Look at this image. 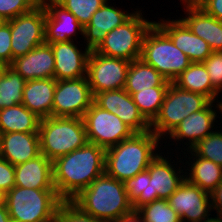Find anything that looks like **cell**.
Returning <instances> with one entry per match:
<instances>
[{
    "instance_id": "obj_48",
    "label": "cell",
    "mask_w": 222,
    "mask_h": 222,
    "mask_svg": "<svg viewBox=\"0 0 222 222\" xmlns=\"http://www.w3.org/2000/svg\"><path fill=\"white\" fill-rule=\"evenodd\" d=\"M7 23V19L0 15V27Z\"/></svg>"
},
{
    "instance_id": "obj_30",
    "label": "cell",
    "mask_w": 222,
    "mask_h": 222,
    "mask_svg": "<svg viewBox=\"0 0 222 222\" xmlns=\"http://www.w3.org/2000/svg\"><path fill=\"white\" fill-rule=\"evenodd\" d=\"M26 80L10 65L0 78V110L22 104Z\"/></svg>"
},
{
    "instance_id": "obj_37",
    "label": "cell",
    "mask_w": 222,
    "mask_h": 222,
    "mask_svg": "<svg viewBox=\"0 0 222 222\" xmlns=\"http://www.w3.org/2000/svg\"><path fill=\"white\" fill-rule=\"evenodd\" d=\"M41 0H0V15L7 20L30 12Z\"/></svg>"
},
{
    "instance_id": "obj_14",
    "label": "cell",
    "mask_w": 222,
    "mask_h": 222,
    "mask_svg": "<svg viewBox=\"0 0 222 222\" xmlns=\"http://www.w3.org/2000/svg\"><path fill=\"white\" fill-rule=\"evenodd\" d=\"M93 102L118 116L135 133L150 131V122L142 115L132 96L124 89L99 92Z\"/></svg>"
},
{
    "instance_id": "obj_40",
    "label": "cell",
    "mask_w": 222,
    "mask_h": 222,
    "mask_svg": "<svg viewBox=\"0 0 222 222\" xmlns=\"http://www.w3.org/2000/svg\"><path fill=\"white\" fill-rule=\"evenodd\" d=\"M11 40L10 24L7 22L0 27V60L8 65L12 64Z\"/></svg>"
},
{
    "instance_id": "obj_50",
    "label": "cell",
    "mask_w": 222,
    "mask_h": 222,
    "mask_svg": "<svg viewBox=\"0 0 222 222\" xmlns=\"http://www.w3.org/2000/svg\"><path fill=\"white\" fill-rule=\"evenodd\" d=\"M220 105H221V116H222V98H221V101H220Z\"/></svg>"
},
{
    "instance_id": "obj_17",
    "label": "cell",
    "mask_w": 222,
    "mask_h": 222,
    "mask_svg": "<svg viewBox=\"0 0 222 222\" xmlns=\"http://www.w3.org/2000/svg\"><path fill=\"white\" fill-rule=\"evenodd\" d=\"M154 23L179 50L188 56L191 62H203L212 54L209 44L192 33L180 17L176 20L160 19Z\"/></svg>"
},
{
    "instance_id": "obj_38",
    "label": "cell",
    "mask_w": 222,
    "mask_h": 222,
    "mask_svg": "<svg viewBox=\"0 0 222 222\" xmlns=\"http://www.w3.org/2000/svg\"><path fill=\"white\" fill-rule=\"evenodd\" d=\"M202 63L209 74L212 85L222 92V51H213Z\"/></svg>"
},
{
    "instance_id": "obj_42",
    "label": "cell",
    "mask_w": 222,
    "mask_h": 222,
    "mask_svg": "<svg viewBox=\"0 0 222 222\" xmlns=\"http://www.w3.org/2000/svg\"><path fill=\"white\" fill-rule=\"evenodd\" d=\"M212 211L222 218V182L210 193Z\"/></svg>"
},
{
    "instance_id": "obj_13",
    "label": "cell",
    "mask_w": 222,
    "mask_h": 222,
    "mask_svg": "<svg viewBox=\"0 0 222 222\" xmlns=\"http://www.w3.org/2000/svg\"><path fill=\"white\" fill-rule=\"evenodd\" d=\"M167 201L182 222H202L211 215L210 194L186 179Z\"/></svg>"
},
{
    "instance_id": "obj_7",
    "label": "cell",
    "mask_w": 222,
    "mask_h": 222,
    "mask_svg": "<svg viewBox=\"0 0 222 222\" xmlns=\"http://www.w3.org/2000/svg\"><path fill=\"white\" fill-rule=\"evenodd\" d=\"M211 102L202 94L181 89L170 82L160 111L150 123V130L163 140L184 118L193 112L205 109Z\"/></svg>"
},
{
    "instance_id": "obj_23",
    "label": "cell",
    "mask_w": 222,
    "mask_h": 222,
    "mask_svg": "<svg viewBox=\"0 0 222 222\" xmlns=\"http://www.w3.org/2000/svg\"><path fill=\"white\" fill-rule=\"evenodd\" d=\"M39 133L0 134V157L16 166L40 155Z\"/></svg>"
},
{
    "instance_id": "obj_8",
    "label": "cell",
    "mask_w": 222,
    "mask_h": 222,
    "mask_svg": "<svg viewBox=\"0 0 222 222\" xmlns=\"http://www.w3.org/2000/svg\"><path fill=\"white\" fill-rule=\"evenodd\" d=\"M141 11L137 9L127 21L111 30L95 51L104 56L122 58L130 62L139 59L144 35L154 23L145 19Z\"/></svg>"
},
{
    "instance_id": "obj_20",
    "label": "cell",
    "mask_w": 222,
    "mask_h": 222,
    "mask_svg": "<svg viewBox=\"0 0 222 222\" xmlns=\"http://www.w3.org/2000/svg\"><path fill=\"white\" fill-rule=\"evenodd\" d=\"M162 154L159 152L147 168L151 178L152 194H157V200L168 199L186 179L184 169H181L183 165L177 166L179 169H176V161L171 162V159Z\"/></svg>"
},
{
    "instance_id": "obj_5",
    "label": "cell",
    "mask_w": 222,
    "mask_h": 222,
    "mask_svg": "<svg viewBox=\"0 0 222 222\" xmlns=\"http://www.w3.org/2000/svg\"><path fill=\"white\" fill-rule=\"evenodd\" d=\"M40 153L49 160L83 147L88 141L83 118L48 117L39 125Z\"/></svg>"
},
{
    "instance_id": "obj_9",
    "label": "cell",
    "mask_w": 222,
    "mask_h": 222,
    "mask_svg": "<svg viewBox=\"0 0 222 222\" xmlns=\"http://www.w3.org/2000/svg\"><path fill=\"white\" fill-rule=\"evenodd\" d=\"M83 120L87 141L105 150L135 133L118 116L100 108L94 102L85 112Z\"/></svg>"
},
{
    "instance_id": "obj_18",
    "label": "cell",
    "mask_w": 222,
    "mask_h": 222,
    "mask_svg": "<svg viewBox=\"0 0 222 222\" xmlns=\"http://www.w3.org/2000/svg\"><path fill=\"white\" fill-rule=\"evenodd\" d=\"M55 58L54 78L56 80L76 79L87 76V61L90 49L78 48L74 41L50 44Z\"/></svg>"
},
{
    "instance_id": "obj_16",
    "label": "cell",
    "mask_w": 222,
    "mask_h": 222,
    "mask_svg": "<svg viewBox=\"0 0 222 222\" xmlns=\"http://www.w3.org/2000/svg\"><path fill=\"white\" fill-rule=\"evenodd\" d=\"M45 7V43L73 41L78 33L83 37L84 27L77 18L56 0H41Z\"/></svg>"
},
{
    "instance_id": "obj_21",
    "label": "cell",
    "mask_w": 222,
    "mask_h": 222,
    "mask_svg": "<svg viewBox=\"0 0 222 222\" xmlns=\"http://www.w3.org/2000/svg\"><path fill=\"white\" fill-rule=\"evenodd\" d=\"M26 81L54 78L55 58L50 44L35 47L26 55L16 57L10 65Z\"/></svg>"
},
{
    "instance_id": "obj_33",
    "label": "cell",
    "mask_w": 222,
    "mask_h": 222,
    "mask_svg": "<svg viewBox=\"0 0 222 222\" xmlns=\"http://www.w3.org/2000/svg\"><path fill=\"white\" fill-rule=\"evenodd\" d=\"M145 222H182L167 199H158L137 209Z\"/></svg>"
},
{
    "instance_id": "obj_35",
    "label": "cell",
    "mask_w": 222,
    "mask_h": 222,
    "mask_svg": "<svg viewBox=\"0 0 222 222\" xmlns=\"http://www.w3.org/2000/svg\"><path fill=\"white\" fill-rule=\"evenodd\" d=\"M61 6L71 12L80 24L85 27L91 21L92 15L106 0H56Z\"/></svg>"
},
{
    "instance_id": "obj_22",
    "label": "cell",
    "mask_w": 222,
    "mask_h": 222,
    "mask_svg": "<svg viewBox=\"0 0 222 222\" xmlns=\"http://www.w3.org/2000/svg\"><path fill=\"white\" fill-rule=\"evenodd\" d=\"M185 17L180 18L199 38L207 42L212 51H222V21L208 15L196 3H185Z\"/></svg>"
},
{
    "instance_id": "obj_6",
    "label": "cell",
    "mask_w": 222,
    "mask_h": 222,
    "mask_svg": "<svg viewBox=\"0 0 222 222\" xmlns=\"http://www.w3.org/2000/svg\"><path fill=\"white\" fill-rule=\"evenodd\" d=\"M140 58L169 82H173L192 63L155 23L144 35Z\"/></svg>"
},
{
    "instance_id": "obj_2",
    "label": "cell",
    "mask_w": 222,
    "mask_h": 222,
    "mask_svg": "<svg viewBox=\"0 0 222 222\" xmlns=\"http://www.w3.org/2000/svg\"><path fill=\"white\" fill-rule=\"evenodd\" d=\"M160 140L150 130L134 133L130 138L106 149L105 172L122 182L135 177L146 170L158 155L157 151L163 143Z\"/></svg>"
},
{
    "instance_id": "obj_29",
    "label": "cell",
    "mask_w": 222,
    "mask_h": 222,
    "mask_svg": "<svg viewBox=\"0 0 222 222\" xmlns=\"http://www.w3.org/2000/svg\"><path fill=\"white\" fill-rule=\"evenodd\" d=\"M167 81L154 67L146 64L141 58L133 60L127 70L124 89L133 93L155 86H169Z\"/></svg>"
},
{
    "instance_id": "obj_28",
    "label": "cell",
    "mask_w": 222,
    "mask_h": 222,
    "mask_svg": "<svg viewBox=\"0 0 222 222\" xmlns=\"http://www.w3.org/2000/svg\"><path fill=\"white\" fill-rule=\"evenodd\" d=\"M41 119L23 104L0 110V134L12 132L39 133Z\"/></svg>"
},
{
    "instance_id": "obj_12",
    "label": "cell",
    "mask_w": 222,
    "mask_h": 222,
    "mask_svg": "<svg viewBox=\"0 0 222 222\" xmlns=\"http://www.w3.org/2000/svg\"><path fill=\"white\" fill-rule=\"evenodd\" d=\"M130 61L90 52L87 61V79L93 96L99 92L125 87Z\"/></svg>"
},
{
    "instance_id": "obj_15",
    "label": "cell",
    "mask_w": 222,
    "mask_h": 222,
    "mask_svg": "<svg viewBox=\"0 0 222 222\" xmlns=\"http://www.w3.org/2000/svg\"><path fill=\"white\" fill-rule=\"evenodd\" d=\"M215 109L221 113L220 102H211L205 109L191 113L180 122L167 139H173V142L177 143L180 141L179 144L188 140L184 142L185 145H189L185 151L190 150L201 139L214 132L213 127L216 125L214 122H218L216 118H222L217 116L218 112Z\"/></svg>"
},
{
    "instance_id": "obj_41",
    "label": "cell",
    "mask_w": 222,
    "mask_h": 222,
    "mask_svg": "<svg viewBox=\"0 0 222 222\" xmlns=\"http://www.w3.org/2000/svg\"><path fill=\"white\" fill-rule=\"evenodd\" d=\"M196 4L208 15L222 21V0H199Z\"/></svg>"
},
{
    "instance_id": "obj_43",
    "label": "cell",
    "mask_w": 222,
    "mask_h": 222,
    "mask_svg": "<svg viewBox=\"0 0 222 222\" xmlns=\"http://www.w3.org/2000/svg\"><path fill=\"white\" fill-rule=\"evenodd\" d=\"M115 222H145V220L138 210H132Z\"/></svg>"
},
{
    "instance_id": "obj_32",
    "label": "cell",
    "mask_w": 222,
    "mask_h": 222,
    "mask_svg": "<svg viewBox=\"0 0 222 222\" xmlns=\"http://www.w3.org/2000/svg\"><path fill=\"white\" fill-rule=\"evenodd\" d=\"M169 86H155L131 96L142 115L151 123L158 115Z\"/></svg>"
},
{
    "instance_id": "obj_46",
    "label": "cell",
    "mask_w": 222,
    "mask_h": 222,
    "mask_svg": "<svg viewBox=\"0 0 222 222\" xmlns=\"http://www.w3.org/2000/svg\"><path fill=\"white\" fill-rule=\"evenodd\" d=\"M202 222H222V218L220 217H209L208 219L202 221Z\"/></svg>"
},
{
    "instance_id": "obj_25",
    "label": "cell",
    "mask_w": 222,
    "mask_h": 222,
    "mask_svg": "<svg viewBox=\"0 0 222 222\" xmlns=\"http://www.w3.org/2000/svg\"><path fill=\"white\" fill-rule=\"evenodd\" d=\"M55 78L26 81L22 104L40 119L52 116Z\"/></svg>"
},
{
    "instance_id": "obj_4",
    "label": "cell",
    "mask_w": 222,
    "mask_h": 222,
    "mask_svg": "<svg viewBox=\"0 0 222 222\" xmlns=\"http://www.w3.org/2000/svg\"><path fill=\"white\" fill-rule=\"evenodd\" d=\"M61 202L55 189L14 186L5 194V204L12 222H54Z\"/></svg>"
},
{
    "instance_id": "obj_31",
    "label": "cell",
    "mask_w": 222,
    "mask_h": 222,
    "mask_svg": "<svg viewBox=\"0 0 222 222\" xmlns=\"http://www.w3.org/2000/svg\"><path fill=\"white\" fill-rule=\"evenodd\" d=\"M123 184L133 210L157 200V194H152L151 178L147 169L125 180Z\"/></svg>"
},
{
    "instance_id": "obj_1",
    "label": "cell",
    "mask_w": 222,
    "mask_h": 222,
    "mask_svg": "<svg viewBox=\"0 0 222 222\" xmlns=\"http://www.w3.org/2000/svg\"><path fill=\"white\" fill-rule=\"evenodd\" d=\"M106 150L87 142L53 161V182L62 200H72L105 172Z\"/></svg>"
},
{
    "instance_id": "obj_26",
    "label": "cell",
    "mask_w": 222,
    "mask_h": 222,
    "mask_svg": "<svg viewBox=\"0 0 222 222\" xmlns=\"http://www.w3.org/2000/svg\"><path fill=\"white\" fill-rule=\"evenodd\" d=\"M187 153L191 156L187 157L186 154L185 157L190 159V162H185V165L188 164L185 171H189L185 172L186 180L210 194L222 182V167L213 161L198 157L191 149L187 150Z\"/></svg>"
},
{
    "instance_id": "obj_19",
    "label": "cell",
    "mask_w": 222,
    "mask_h": 222,
    "mask_svg": "<svg viewBox=\"0 0 222 222\" xmlns=\"http://www.w3.org/2000/svg\"><path fill=\"white\" fill-rule=\"evenodd\" d=\"M134 12L119 10L110 6L108 0L92 15L91 21L83 29V39L90 51L96 50L107 34L127 21Z\"/></svg>"
},
{
    "instance_id": "obj_44",
    "label": "cell",
    "mask_w": 222,
    "mask_h": 222,
    "mask_svg": "<svg viewBox=\"0 0 222 222\" xmlns=\"http://www.w3.org/2000/svg\"><path fill=\"white\" fill-rule=\"evenodd\" d=\"M0 222H12L6 204L0 206Z\"/></svg>"
},
{
    "instance_id": "obj_49",
    "label": "cell",
    "mask_w": 222,
    "mask_h": 222,
    "mask_svg": "<svg viewBox=\"0 0 222 222\" xmlns=\"http://www.w3.org/2000/svg\"><path fill=\"white\" fill-rule=\"evenodd\" d=\"M180 1H182L183 5L184 3H197L199 0H180Z\"/></svg>"
},
{
    "instance_id": "obj_47",
    "label": "cell",
    "mask_w": 222,
    "mask_h": 222,
    "mask_svg": "<svg viewBox=\"0 0 222 222\" xmlns=\"http://www.w3.org/2000/svg\"><path fill=\"white\" fill-rule=\"evenodd\" d=\"M5 204V194L0 190V206Z\"/></svg>"
},
{
    "instance_id": "obj_45",
    "label": "cell",
    "mask_w": 222,
    "mask_h": 222,
    "mask_svg": "<svg viewBox=\"0 0 222 222\" xmlns=\"http://www.w3.org/2000/svg\"><path fill=\"white\" fill-rule=\"evenodd\" d=\"M9 67V65L3 61L0 60V78H2L6 72V69Z\"/></svg>"
},
{
    "instance_id": "obj_36",
    "label": "cell",
    "mask_w": 222,
    "mask_h": 222,
    "mask_svg": "<svg viewBox=\"0 0 222 222\" xmlns=\"http://www.w3.org/2000/svg\"><path fill=\"white\" fill-rule=\"evenodd\" d=\"M55 222H105L84 212L72 200H62L56 215Z\"/></svg>"
},
{
    "instance_id": "obj_34",
    "label": "cell",
    "mask_w": 222,
    "mask_h": 222,
    "mask_svg": "<svg viewBox=\"0 0 222 222\" xmlns=\"http://www.w3.org/2000/svg\"><path fill=\"white\" fill-rule=\"evenodd\" d=\"M216 130L201 139L191 150L198 157L213 161L222 167V131Z\"/></svg>"
},
{
    "instance_id": "obj_39",
    "label": "cell",
    "mask_w": 222,
    "mask_h": 222,
    "mask_svg": "<svg viewBox=\"0 0 222 222\" xmlns=\"http://www.w3.org/2000/svg\"><path fill=\"white\" fill-rule=\"evenodd\" d=\"M15 186V166L0 157V190L6 194Z\"/></svg>"
},
{
    "instance_id": "obj_3",
    "label": "cell",
    "mask_w": 222,
    "mask_h": 222,
    "mask_svg": "<svg viewBox=\"0 0 222 222\" xmlns=\"http://www.w3.org/2000/svg\"><path fill=\"white\" fill-rule=\"evenodd\" d=\"M72 201L84 212L105 222L118 221L133 210L123 182L106 172L93 180Z\"/></svg>"
},
{
    "instance_id": "obj_10",
    "label": "cell",
    "mask_w": 222,
    "mask_h": 222,
    "mask_svg": "<svg viewBox=\"0 0 222 222\" xmlns=\"http://www.w3.org/2000/svg\"><path fill=\"white\" fill-rule=\"evenodd\" d=\"M45 18V7L40 3L30 12L7 20L12 36V62L45 43Z\"/></svg>"
},
{
    "instance_id": "obj_27",
    "label": "cell",
    "mask_w": 222,
    "mask_h": 222,
    "mask_svg": "<svg viewBox=\"0 0 222 222\" xmlns=\"http://www.w3.org/2000/svg\"><path fill=\"white\" fill-rule=\"evenodd\" d=\"M173 83L181 89L202 94L212 102H220V92L212 85L202 62H192Z\"/></svg>"
},
{
    "instance_id": "obj_24",
    "label": "cell",
    "mask_w": 222,
    "mask_h": 222,
    "mask_svg": "<svg viewBox=\"0 0 222 222\" xmlns=\"http://www.w3.org/2000/svg\"><path fill=\"white\" fill-rule=\"evenodd\" d=\"M15 186L32 189H55L53 161L40 154L15 166Z\"/></svg>"
},
{
    "instance_id": "obj_11",
    "label": "cell",
    "mask_w": 222,
    "mask_h": 222,
    "mask_svg": "<svg viewBox=\"0 0 222 222\" xmlns=\"http://www.w3.org/2000/svg\"><path fill=\"white\" fill-rule=\"evenodd\" d=\"M94 96L87 76L56 80L53 96L52 117L83 118L91 107Z\"/></svg>"
}]
</instances>
